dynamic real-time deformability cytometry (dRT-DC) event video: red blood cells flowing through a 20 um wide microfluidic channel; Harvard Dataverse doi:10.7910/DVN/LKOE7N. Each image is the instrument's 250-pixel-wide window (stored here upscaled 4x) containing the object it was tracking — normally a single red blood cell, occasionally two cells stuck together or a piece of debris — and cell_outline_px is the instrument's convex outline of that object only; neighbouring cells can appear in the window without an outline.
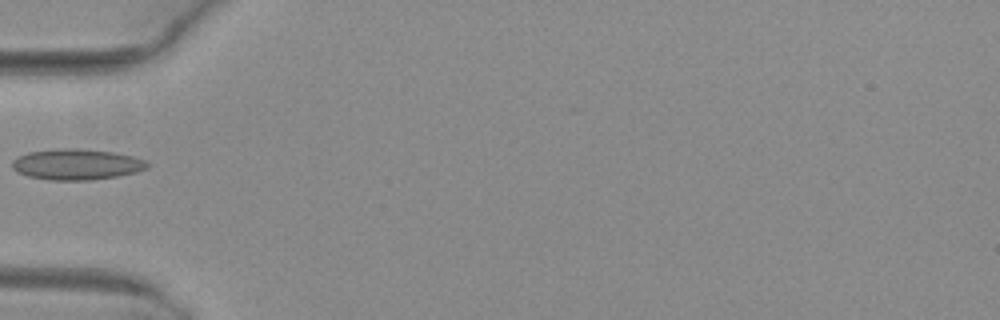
{"species": "common noctule bat (a hibernating species)", "species_latin": "Nyctalus noctula", "temperature_condition": "warm", "stored_images_in_passage": 34, "camera_frame_rate_fps": 3000, "um_per_image_px": 0.085, "animal": {"sex": "female", "body_mass_g": 29.2, "forearm_length_mm": 56.3}, "frame": {"image": 1, "passage_image": 1, "time_ms": 0.0, "image_size_px": [1000, 320], "cell_outline_px": [[148, 168], [136, 172], [116, 176], [92, 180], [48, 180], [28, 176], [12, 168], [12, 160], [28, 152], [64, 148], [80, 148], [112, 152], [132, 156], [144, 160], [148, 164]], "centroid_in_image_um": [6.51, 13.97], "position_along_channel_um": 78.5, "area_um2": 24.1}}
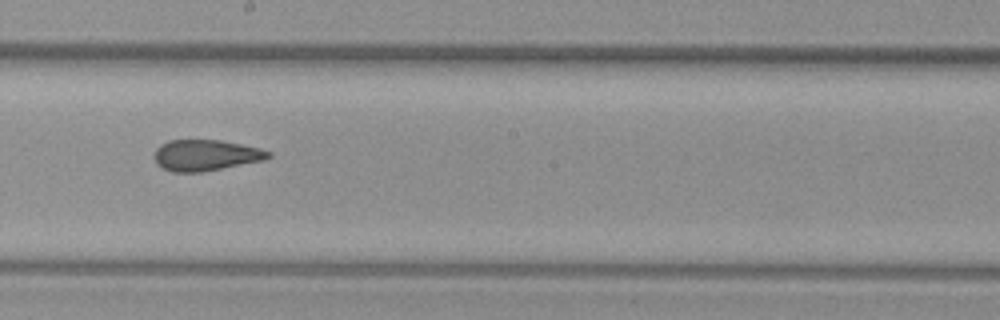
{"frame": {"image": 2, "passage_image": 12, "time_ms": 3.667, "image_size_px": [1000, 320], "cell_outline_px": [[272, 156], [264, 160], [200, 172], [172, 172], [160, 168], [156, 164], [152, 156], [156, 148], [160, 144], [168, 140], [220, 140], [260, 148], [272, 152]], "centroid_in_image_um": [17.43, 13.19], "position_along_channel_um": 230.8, "area_um2": 20.81}}
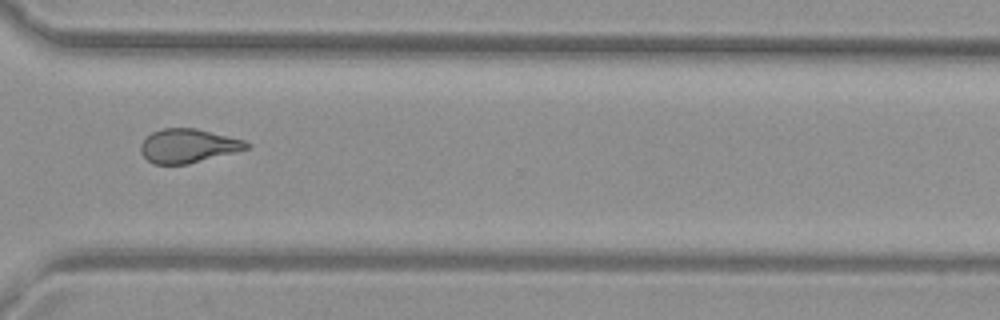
{"frame": {"image": 3, "passage_image": 21, "time_ms": 6.667, "image_size_px": [1000, 320], "cell_outline_px": [[252, 144], [248, 148], [188, 164], [152, 164], [140, 152], [140, 144], [152, 132], [164, 128], [196, 128], [244, 140]], "centroid_in_image_um": [15.96, 12.39], "position_along_channel_um": 354.6, "area_um2": 20.69}}